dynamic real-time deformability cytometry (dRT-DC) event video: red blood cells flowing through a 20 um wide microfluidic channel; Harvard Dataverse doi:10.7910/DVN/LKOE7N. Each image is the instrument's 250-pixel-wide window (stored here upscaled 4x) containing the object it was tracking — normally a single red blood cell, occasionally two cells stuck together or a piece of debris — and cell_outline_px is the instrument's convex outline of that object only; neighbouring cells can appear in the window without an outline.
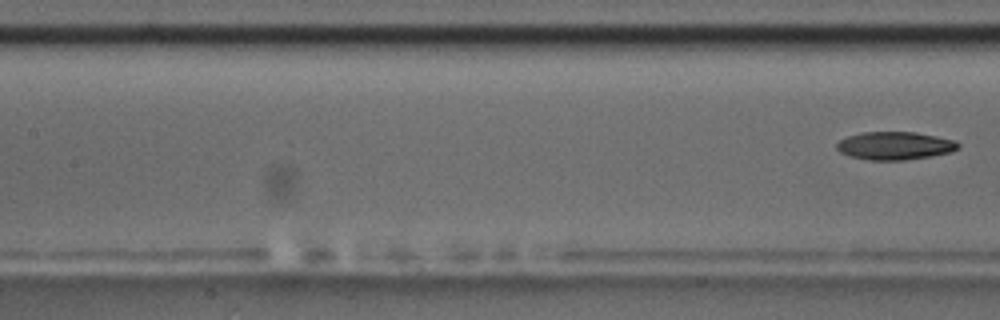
{"species": "common noctule bat (a hibernating species)", "species_latin": "Nyctalus noctula", "temperature_condition": "room temperature", "stored_images_in_passage": 8, "camera_frame_rate_fps": 3000, "um_per_image_px": 0.085, "animal": {"sex": "male", "body_mass_g": 17.5, "forearm_length_mm": 52.3}, "frame": {"image": 1, "passage_image": 8, "time_ms": 10.333, "image_size_px": [1000, 320], "cell_outline_px": [[960, 148], [952, 152], [932, 156], [904, 160], [868, 160], [848, 156], [840, 152], [836, 148], [836, 144], [840, 140], [848, 136], [860, 132], [916, 132], [956, 140], [960, 144]], "centroid_in_image_um": [76.08, 12.39], "position_along_channel_um": 131.3, "area_um2": 20.06}}